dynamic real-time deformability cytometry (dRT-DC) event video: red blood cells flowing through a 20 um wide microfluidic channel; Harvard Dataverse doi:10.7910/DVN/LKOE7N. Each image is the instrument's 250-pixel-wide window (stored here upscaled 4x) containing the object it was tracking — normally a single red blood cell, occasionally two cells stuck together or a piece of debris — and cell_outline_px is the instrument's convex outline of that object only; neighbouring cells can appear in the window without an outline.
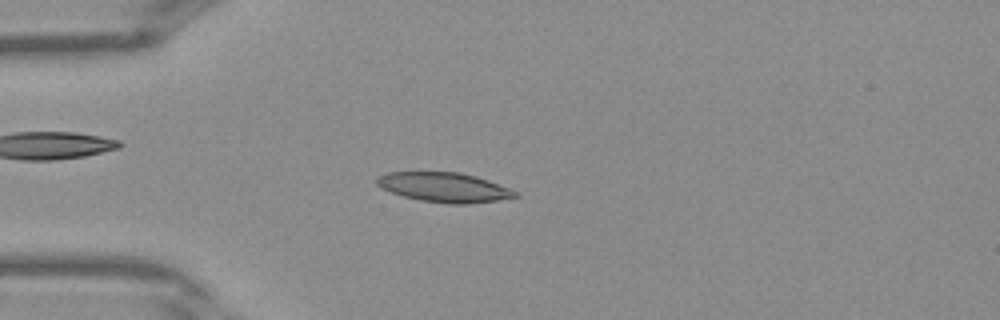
{"species": "Egyptian fruit bat (a non-hibernating species)", "species_latin": "Rousettus aegyptiacus", "temperature_condition": "warm", "stored_images_in_passage": 25, "camera_frame_rate_fps": 3000, "um_per_image_px": 0.085, "frame": {"image": 1, "passage_image": 8, "time_ms": 2.333, "image_size_px": [1000, 320], "cell_outline_px": [[520, 196], [496, 200], [468, 204], [448, 204], [420, 200], [404, 196], [380, 188], [376, 184], [376, 176], [384, 172], [460, 172], [476, 176], [488, 180], [508, 188], [516, 192]], "centroid_in_image_um": [37.7, 15.91], "position_along_channel_um": 47.3, "area_um2": 23.87}}
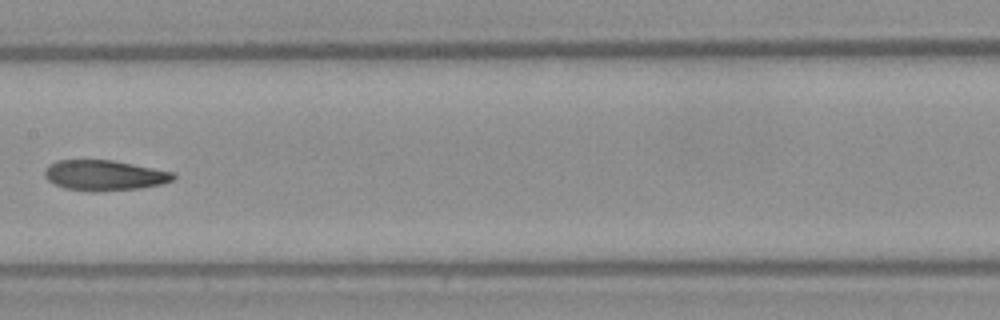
{"frame": {"image": 2, "passage_image": 18, "time_ms": 5.667, "image_size_px": [1000, 320], "cell_outline_px": [[176, 176], [172, 180], [160, 184], [140, 188], [96, 192], [64, 188], [52, 184], [44, 176], [44, 172], [48, 164], [56, 160], [112, 160], [176, 172]], "centroid_in_image_um": [8.85, 14.9], "position_along_channel_um": 198.6, "area_um2": 22.95}}
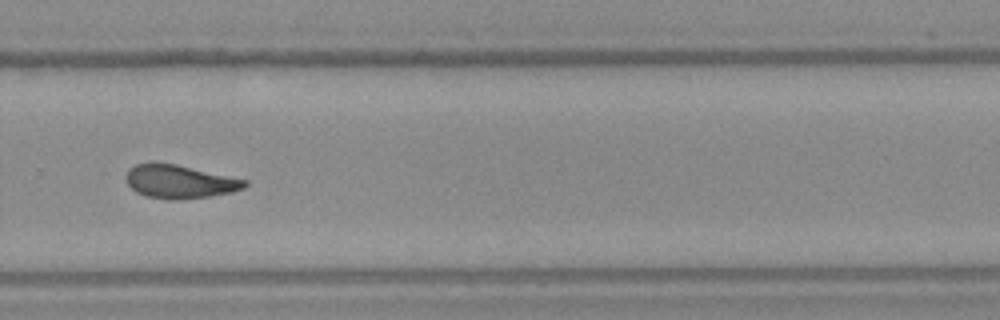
{"frame": {"image": 3, "passage_image": 25, "time_ms": 8.0, "image_size_px": [1000, 320], "cell_outline_px": [[248, 184], [244, 188], [232, 192], [212, 196], [148, 196], [136, 192], [128, 184], [128, 168], [136, 164], [152, 160], [176, 164], [248, 180]], "centroid_in_image_um": [15.29, 15.35], "position_along_channel_um": 314.5, "area_um2": 22.31}}